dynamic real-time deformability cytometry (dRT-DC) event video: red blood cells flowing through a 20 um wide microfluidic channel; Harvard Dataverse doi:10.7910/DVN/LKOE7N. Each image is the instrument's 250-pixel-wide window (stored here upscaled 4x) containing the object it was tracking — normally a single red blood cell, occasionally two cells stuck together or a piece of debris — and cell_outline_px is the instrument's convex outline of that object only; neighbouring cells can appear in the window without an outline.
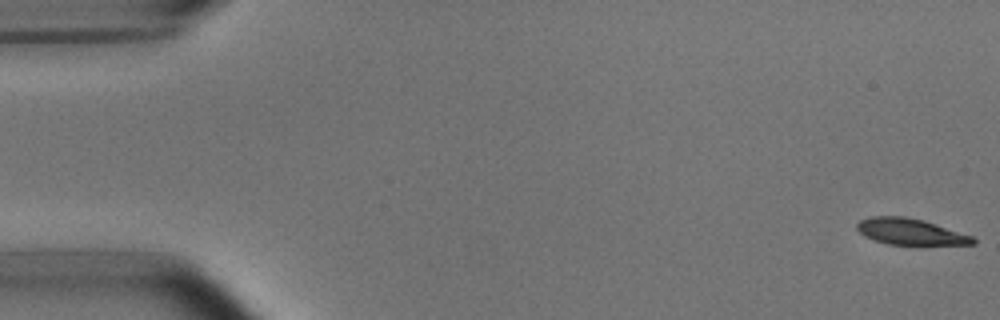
{"species": "common noctule bat (a hibernating species)", "species_latin": "Nyctalus noctula", "temperature_condition": "room temperature", "stored_images_in_passage": 5, "camera_frame_rate_fps": 3000, "um_per_image_px": 0.085, "animal": {"sex": "male", "body_mass_g": 15.6}, "frame": {"image": 1, "passage_image": 1, "time_ms": 0.0, "image_size_px": [1000, 320], "cell_outline_px": [[976, 244], [888, 244], [864, 236], [856, 228], [856, 224], [860, 220], [872, 216], [904, 216], [924, 220], [972, 236], [976, 240]], "centroid_in_image_um": [77.35, 19.68], "position_along_channel_um": 7.6, "area_um2": 17.46}}
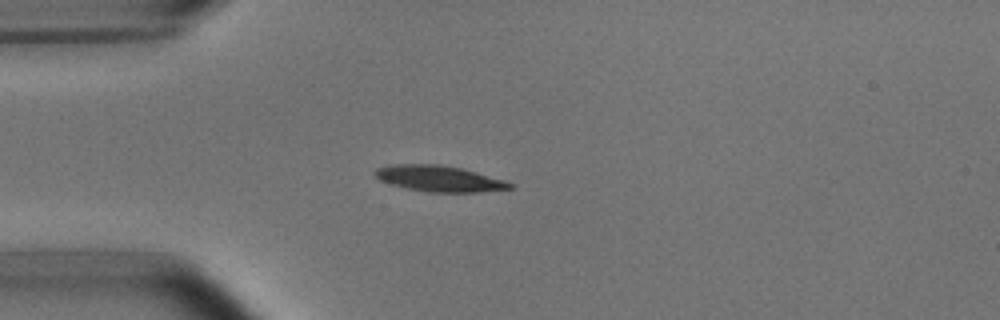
{"frame": {"image": 2, "passage_image": 4, "time_ms": 1.0, "image_size_px": [1000, 320], "cell_outline_px": [[516, 188], [480, 192], [428, 192], [404, 188], [380, 180], [372, 172], [376, 168], [388, 164], [440, 164], [460, 168], [476, 172], [504, 180], [512, 184]], "centroid_in_image_um": [37.3, 15.18], "position_along_channel_um": 47.7, "area_um2": 20.52}}